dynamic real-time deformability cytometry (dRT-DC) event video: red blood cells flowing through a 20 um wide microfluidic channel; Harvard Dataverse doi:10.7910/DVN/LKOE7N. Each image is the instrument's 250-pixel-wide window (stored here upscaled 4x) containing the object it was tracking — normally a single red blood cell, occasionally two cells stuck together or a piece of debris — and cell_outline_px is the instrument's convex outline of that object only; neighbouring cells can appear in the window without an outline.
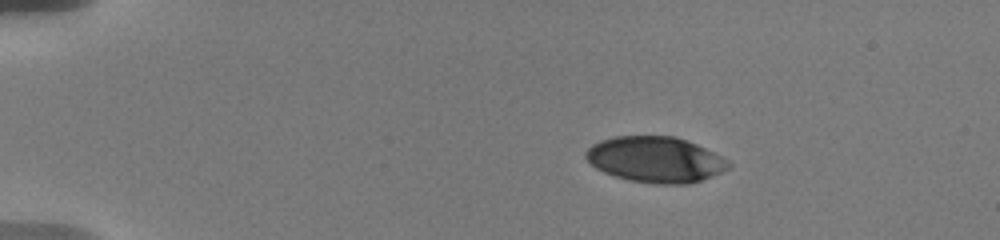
{"species": "human", "species_latin": "Homo sapiens", "temperature_condition": "warm", "stored_images_in_passage": 25, "camera_frame_rate_fps": 3000, "um_per_image_px": 0.085, "donor": {"sex": "male"}, "frame": {"image": 1, "passage_image": 1, "time_ms": 0.0, "image_size_px": [1000, 240], "cell_outline_px": [[732, 164], [728, 168], [712, 176], [688, 184], [656, 184], [628, 180], [604, 172], [596, 168], [584, 156], [584, 152], [592, 144], [600, 140], [616, 136], [672, 136], [696, 144], [728, 160]], "centroid_in_image_um": [55.68, 13.56], "position_along_channel_um": 29.3, "area_um2": 37.8}}
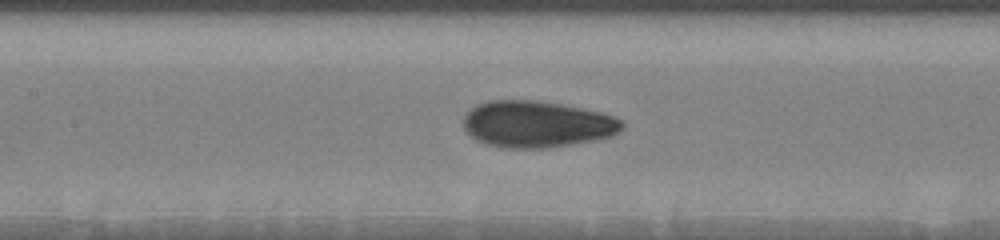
{"frame": {"image": 2, "passage_image": 13, "time_ms": 6.0, "image_size_px": [1000, 240], "cell_outline_px": [[624, 128], [612, 136], [596, 140], [548, 148], [500, 148], [476, 140], [464, 128], [464, 116], [476, 104], [488, 100], [540, 100], [564, 104], [600, 112], [616, 116], [624, 120]], "centroid_in_image_um": [45.68, 10.55], "position_along_channel_um": 161.7, "area_um2": 43.52}}
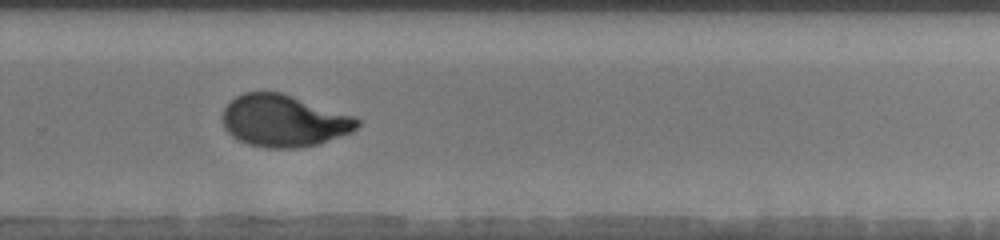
{"frame": {"image": 3, "passage_image": 22, "time_ms": 10.0, "image_size_px": [1000, 240], "cell_outline_px": [[360, 124], [352, 132], [320, 144], [300, 148], [264, 148], [248, 144], [232, 136], [224, 128], [220, 116], [224, 108], [236, 96], [244, 92], [280, 92], [356, 116], [360, 120]], "centroid_in_image_um": [24.13, 10.28], "position_along_channel_um": 305.7, "area_um2": 41.15}}